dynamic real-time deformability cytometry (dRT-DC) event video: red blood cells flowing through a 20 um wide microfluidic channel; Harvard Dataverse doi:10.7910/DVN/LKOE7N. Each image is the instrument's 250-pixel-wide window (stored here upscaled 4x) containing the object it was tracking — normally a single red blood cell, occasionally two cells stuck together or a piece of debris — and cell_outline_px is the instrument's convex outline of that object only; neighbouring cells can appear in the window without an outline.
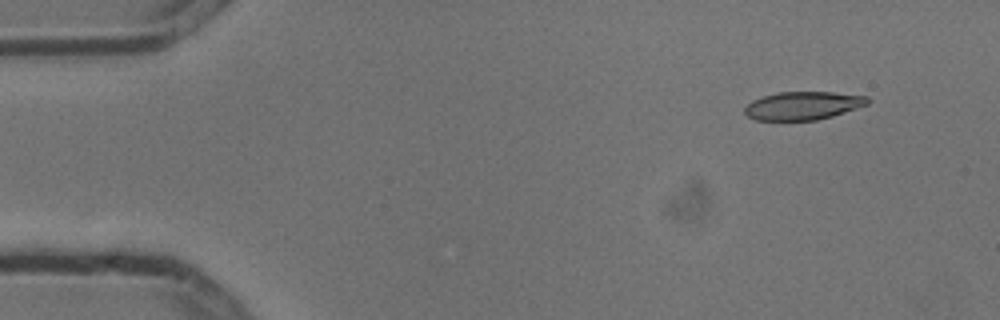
{"species": "common noctule bat (a hibernating species)", "species_latin": "Nyctalus noctula", "temperature_condition": "cold", "stored_images_in_passage": 6, "segment_of_instrument_passage": [2, 2], "camera_frame_rate_fps": 3000, "um_per_image_px": 0.085, "animal": {"sex": "male", "body_mass_g": 13.3}, "frame": {"image": 1, "passage_image": 6, "time_ms": 1.667, "image_size_px": [1000, 320], "cell_outline_px": [[868, 104], [832, 116], [816, 120], [756, 120], [748, 116], [744, 112], [744, 108], [752, 100], [776, 92], [832, 92], [868, 96]], "centroid_in_image_um": [68.23, 8.97], "position_along_channel_um": 16.8, "area_um2": 20.06}}